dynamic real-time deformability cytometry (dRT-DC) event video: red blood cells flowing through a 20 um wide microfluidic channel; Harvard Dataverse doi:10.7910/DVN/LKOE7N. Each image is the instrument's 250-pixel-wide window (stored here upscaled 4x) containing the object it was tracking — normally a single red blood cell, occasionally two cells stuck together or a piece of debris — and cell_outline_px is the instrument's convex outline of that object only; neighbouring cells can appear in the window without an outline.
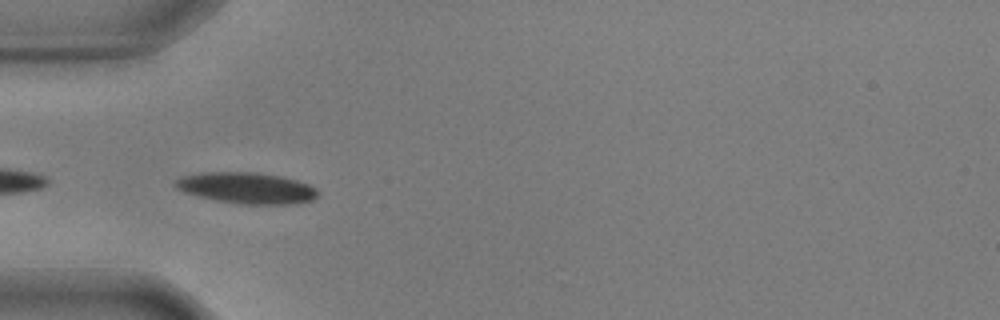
{"species": "common noctule bat (a hibernating species)", "species_latin": "Nyctalus noctula", "temperature_condition": "warm", "stored_images_in_passage": 41, "camera_frame_rate_fps": 3000, "um_per_image_px": 0.085, "animal": {"sex": "male", "body_mass_g": 17.9, "forearm_length_mm": 54.2}, "frame": {"image": 1, "passage_image": 2, "time_ms": 0.333, "image_size_px": [1000, 320], "cell_outline_px": [[316, 196], [312, 200], [296, 204], [240, 204], [216, 200], [184, 192], [176, 188], [176, 180], [184, 176], [208, 172], [256, 172], [280, 176], [296, 180], [308, 184], [316, 188]], "centroid_in_image_um": [21.0, 15.98], "position_along_channel_um": 64.0, "area_um2": 25.55}}
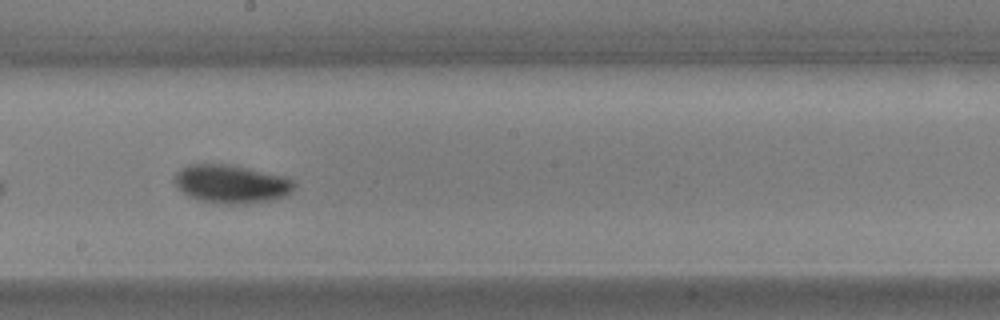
{"frame": {"image": 2, "passage_image": 16, "time_ms": 5.0, "image_size_px": [1000, 320], "cell_outline_px": [[296, 188], [292, 192], [276, 200], [244, 204], [224, 204], [204, 200], [188, 196], [172, 180], [176, 172], [180, 168], [188, 164], [232, 164], [284, 176], [296, 180]], "centroid_in_image_um": [19.72, 15.63], "position_along_channel_um": 228.5, "area_um2": 27.11}}
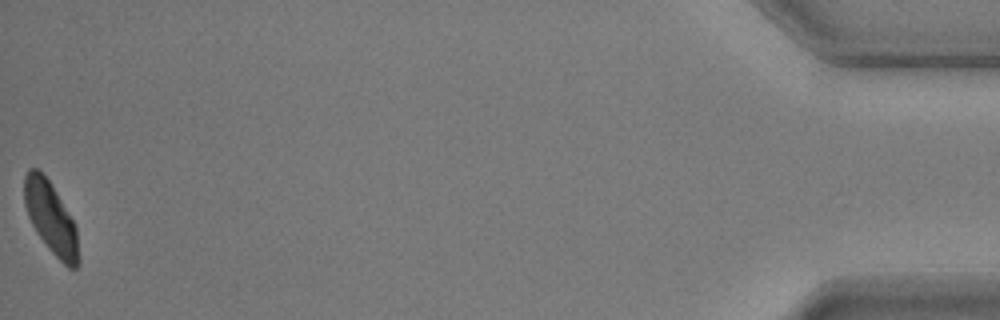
{"frame": {"image": 3, "passage_image": 41, "time_ms": 13.333, "image_size_px": [1000, 320], "cell_outline_px": [[80, 264], [76, 268], [68, 268], [48, 248], [36, 232], [28, 216], [24, 204], [24, 176], [28, 168], [36, 168], [48, 180], [56, 192], [76, 224], [80, 260]], "centroid_in_image_um": [4.34, 18.56], "position_along_channel_um": 430.9, "area_um2": 22.72}, "authors_computed_cell_mechanics": {"area_um2": 24.6228, "velocity_mm_per_s": 3.5541, "shape_relaxation_time_tau1_ms": 2.7101, "shape_relaxation_time_tau2_ms": 6.5457, "deformation_change_tau1": 0.1403, "deformation_change_tau2": 0.0961}}